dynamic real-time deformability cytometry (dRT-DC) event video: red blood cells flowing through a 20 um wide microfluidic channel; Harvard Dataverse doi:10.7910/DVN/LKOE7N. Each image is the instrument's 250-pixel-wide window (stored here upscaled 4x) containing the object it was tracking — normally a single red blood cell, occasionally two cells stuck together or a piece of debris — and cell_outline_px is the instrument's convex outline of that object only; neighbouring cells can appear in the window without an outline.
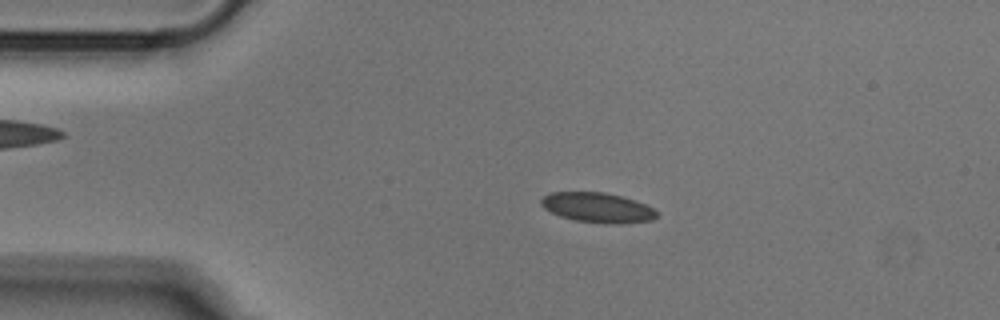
{"species": "Egyptian fruit bat (a non-hibernating species)", "species_latin": "Rousettus aegyptiacus", "temperature_condition": "cold", "stored_images_in_passage": 51, "camera_frame_rate_fps": 3000, "um_per_image_px": 0.085, "animal": {"sex": "male"}, "frame": {"image": 1, "passage_image": 10, "time_ms": 3.0, "image_size_px": [1000, 320], "cell_outline_px": [[656, 216], [652, 220], [620, 224], [604, 224], [576, 220], [560, 216], [544, 208], [540, 204], [540, 200], [544, 196], [552, 192], [604, 192], [636, 200], [652, 208], [656, 212]], "centroid_in_image_um": [50.78, 17.65], "position_along_channel_um": 34.2, "area_um2": 20.06}}
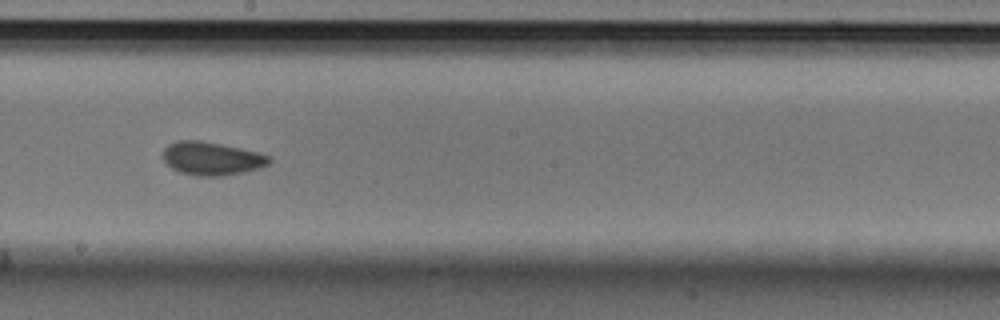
{"frame": {"image": 2, "passage_image": 28, "time_ms": 9.0, "image_size_px": [1000, 320], "cell_outline_px": [[272, 160], [268, 164], [260, 168], [244, 172], [224, 176], [196, 176], [180, 172], [172, 168], [164, 160], [164, 148], [168, 144], [176, 140], [200, 140], [240, 148], [272, 156]], "centroid_in_image_um": [18.01, 13.47], "position_along_channel_um": 230.2, "area_um2": 20.63}}
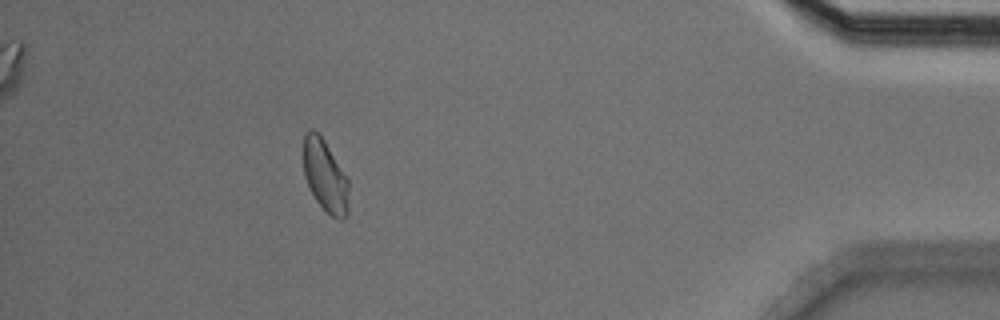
{"frame": {"image": 3, "passage_image": 46, "time_ms": 15.0, "image_size_px": [1000, 320], "cell_outline_px": [[348, 216], [344, 220], [340, 220], [332, 216], [316, 200], [308, 188], [304, 176], [304, 132], [308, 128], [312, 128], [324, 140], [348, 180]], "centroid_in_image_um": [27.63, 14.96], "position_along_channel_um": 407.6, "area_um2": 18.96}}